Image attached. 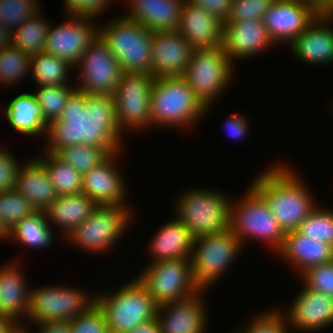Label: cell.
Wrapping results in <instances>:
<instances>
[{"label": "cell", "mask_w": 333, "mask_h": 333, "mask_svg": "<svg viewBox=\"0 0 333 333\" xmlns=\"http://www.w3.org/2000/svg\"><path fill=\"white\" fill-rule=\"evenodd\" d=\"M300 276L308 289L333 297V261L310 267Z\"/></svg>", "instance_id": "42"}, {"label": "cell", "mask_w": 333, "mask_h": 333, "mask_svg": "<svg viewBox=\"0 0 333 333\" xmlns=\"http://www.w3.org/2000/svg\"><path fill=\"white\" fill-rule=\"evenodd\" d=\"M31 71L36 85H68L69 69H73L66 61L51 54L40 52L31 55ZM70 67V68H69Z\"/></svg>", "instance_id": "33"}, {"label": "cell", "mask_w": 333, "mask_h": 333, "mask_svg": "<svg viewBox=\"0 0 333 333\" xmlns=\"http://www.w3.org/2000/svg\"><path fill=\"white\" fill-rule=\"evenodd\" d=\"M5 117L9 125L17 132L27 136L47 133L48 124L43 118L41 107L33 93H22L16 96L5 108Z\"/></svg>", "instance_id": "30"}, {"label": "cell", "mask_w": 333, "mask_h": 333, "mask_svg": "<svg viewBox=\"0 0 333 333\" xmlns=\"http://www.w3.org/2000/svg\"><path fill=\"white\" fill-rule=\"evenodd\" d=\"M188 3L194 4L217 17L221 22L225 23L231 15L234 0H186Z\"/></svg>", "instance_id": "47"}, {"label": "cell", "mask_w": 333, "mask_h": 333, "mask_svg": "<svg viewBox=\"0 0 333 333\" xmlns=\"http://www.w3.org/2000/svg\"><path fill=\"white\" fill-rule=\"evenodd\" d=\"M122 131L116 121L113 95L84 93L76 89L58 120L47 126L49 147L55 154L73 145L103 148L109 155L121 149Z\"/></svg>", "instance_id": "1"}, {"label": "cell", "mask_w": 333, "mask_h": 333, "mask_svg": "<svg viewBox=\"0 0 333 333\" xmlns=\"http://www.w3.org/2000/svg\"><path fill=\"white\" fill-rule=\"evenodd\" d=\"M14 190L37 211H45L58 196L45 166L37 158L20 167Z\"/></svg>", "instance_id": "27"}, {"label": "cell", "mask_w": 333, "mask_h": 333, "mask_svg": "<svg viewBox=\"0 0 333 333\" xmlns=\"http://www.w3.org/2000/svg\"><path fill=\"white\" fill-rule=\"evenodd\" d=\"M71 333H109L105 315L96 303L70 321Z\"/></svg>", "instance_id": "41"}, {"label": "cell", "mask_w": 333, "mask_h": 333, "mask_svg": "<svg viewBox=\"0 0 333 333\" xmlns=\"http://www.w3.org/2000/svg\"><path fill=\"white\" fill-rule=\"evenodd\" d=\"M262 20H239L223 23V48L231 62L249 58L273 46Z\"/></svg>", "instance_id": "22"}, {"label": "cell", "mask_w": 333, "mask_h": 333, "mask_svg": "<svg viewBox=\"0 0 333 333\" xmlns=\"http://www.w3.org/2000/svg\"><path fill=\"white\" fill-rule=\"evenodd\" d=\"M35 212L34 206L15 190L0 193V221L8 232L19 220Z\"/></svg>", "instance_id": "38"}, {"label": "cell", "mask_w": 333, "mask_h": 333, "mask_svg": "<svg viewBox=\"0 0 333 333\" xmlns=\"http://www.w3.org/2000/svg\"><path fill=\"white\" fill-rule=\"evenodd\" d=\"M80 289L39 287L30 290L29 318L34 324L51 321H71L95 303Z\"/></svg>", "instance_id": "13"}, {"label": "cell", "mask_w": 333, "mask_h": 333, "mask_svg": "<svg viewBox=\"0 0 333 333\" xmlns=\"http://www.w3.org/2000/svg\"><path fill=\"white\" fill-rule=\"evenodd\" d=\"M332 18L333 10H323L304 32L290 43L296 57L303 62L317 65L333 62V27L326 25Z\"/></svg>", "instance_id": "21"}, {"label": "cell", "mask_w": 333, "mask_h": 333, "mask_svg": "<svg viewBox=\"0 0 333 333\" xmlns=\"http://www.w3.org/2000/svg\"><path fill=\"white\" fill-rule=\"evenodd\" d=\"M274 0H234L227 22L239 20H263Z\"/></svg>", "instance_id": "44"}, {"label": "cell", "mask_w": 333, "mask_h": 333, "mask_svg": "<svg viewBox=\"0 0 333 333\" xmlns=\"http://www.w3.org/2000/svg\"><path fill=\"white\" fill-rule=\"evenodd\" d=\"M45 211L22 218L8 232V238L16 239L24 246L44 248L52 244L53 232L48 224Z\"/></svg>", "instance_id": "31"}, {"label": "cell", "mask_w": 333, "mask_h": 333, "mask_svg": "<svg viewBox=\"0 0 333 333\" xmlns=\"http://www.w3.org/2000/svg\"><path fill=\"white\" fill-rule=\"evenodd\" d=\"M69 16L70 21L65 20V23L53 28L50 25L44 52L75 67L87 47L99 35V28L95 24L92 26L91 17Z\"/></svg>", "instance_id": "16"}, {"label": "cell", "mask_w": 333, "mask_h": 333, "mask_svg": "<svg viewBox=\"0 0 333 333\" xmlns=\"http://www.w3.org/2000/svg\"><path fill=\"white\" fill-rule=\"evenodd\" d=\"M128 333H162L159 323L156 318L145 322L143 324L137 325Z\"/></svg>", "instance_id": "50"}, {"label": "cell", "mask_w": 333, "mask_h": 333, "mask_svg": "<svg viewBox=\"0 0 333 333\" xmlns=\"http://www.w3.org/2000/svg\"><path fill=\"white\" fill-rule=\"evenodd\" d=\"M12 33L8 30L6 25L0 22V50L11 44Z\"/></svg>", "instance_id": "51"}, {"label": "cell", "mask_w": 333, "mask_h": 333, "mask_svg": "<svg viewBox=\"0 0 333 333\" xmlns=\"http://www.w3.org/2000/svg\"><path fill=\"white\" fill-rule=\"evenodd\" d=\"M154 79L155 77L149 73H122L113 95L116 121L122 131L128 128L139 131L150 127V102Z\"/></svg>", "instance_id": "12"}, {"label": "cell", "mask_w": 333, "mask_h": 333, "mask_svg": "<svg viewBox=\"0 0 333 333\" xmlns=\"http://www.w3.org/2000/svg\"><path fill=\"white\" fill-rule=\"evenodd\" d=\"M19 328L13 322L0 317V333H14Z\"/></svg>", "instance_id": "52"}, {"label": "cell", "mask_w": 333, "mask_h": 333, "mask_svg": "<svg viewBox=\"0 0 333 333\" xmlns=\"http://www.w3.org/2000/svg\"><path fill=\"white\" fill-rule=\"evenodd\" d=\"M151 126L188 127L206 112V106L182 76L155 77L151 90Z\"/></svg>", "instance_id": "3"}, {"label": "cell", "mask_w": 333, "mask_h": 333, "mask_svg": "<svg viewBox=\"0 0 333 333\" xmlns=\"http://www.w3.org/2000/svg\"><path fill=\"white\" fill-rule=\"evenodd\" d=\"M315 1L323 10H333V0H313Z\"/></svg>", "instance_id": "53"}, {"label": "cell", "mask_w": 333, "mask_h": 333, "mask_svg": "<svg viewBox=\"0 0 333 333\" xmlns=\"http://www.w3.org/2000/svg\"><path fill=\"white\" fill-rule=\"evenodd\" d=\"M116 157V153L109 155L97 167L82 175V193L97 205L126 207V184L118 169L115 168L117 167L114 164Z\"/></svg>", "instance_id": "18"}, {"label": "cell", "mask_w": 333, "mask_h": 333, "mask_svg": "<svg viewBox=\"0 0 333 333\" xmlns=\"http://www.w3.org/2000/svg\"><path fill=\"white\" fill-rule=\"evenodd\" d=\"M225 127L226 130L228 129L230 136L234 138L236 137L237 139L246 136L249 128L247 119L245 118V116L242 117L241 114H236L227 118Z\"/></svg>", "instance_id": "48"}, {"label": "cell", "mask_w": 333, "mask_h": 333, "mask_svg": "<svg viewBox=\"0 0 333 333\" xmlns=\"http://www.w3.org/2000/svg\"><path fill=\"white\" fill-rule=\"evenodd\" d=\"M148 266L136 278L158 306L182 301L201 291L194 280L190 259L163 260Z\"/></svg>", "instance_id": "10"}, {"label": "cell", "mask_w": 333, "mask_h": 333, "mask_svg": "<svg viewBox=\"0 0 333 333\" xmlns=\"http://www.w3.org/2000/svg\"><path fill=\"white\" fill-rule=\"evenodd\" d=\"M194 237L190 230L176 218L162 226L151 240V263L163 260L190 259Z\"/></svg>", "instance_id": "28"}, {"label": "cell", "mask_w": 333, "mask_h": 333, "mask_svg": "<svg viewBox=\"0 0 333 333\" xmlns=\"http://www.w3.org/2000/svg\"><path fill=\"white\" fill-rule=\"evenodd\" d=\"M126 1H128L131 9L124 16L138 21L153 32L176 30L179 25L181 9L185 2V0Z\"/></svg>", "instance_id": "26"}, {"label": "cell", "mask_w": 333, "mask_h": 333, "mask_svg": "<svg viewBox=\"0 0 333 333\" xmlns=\"http://www.w3.org/2000/svg\"><path fill=\"white\" fill-rule=\"evenodd\" d=\"M233 64L223 45L215 48L194 49L185 74L188 86L206 106L225 91L233 79ZM225 89V90H224Z\"/></svg>", "instance_id": "8"}, {"label": "cell", "mask_w": 333, "mask_h": 333, "mask_svg": "<svg viewBox=\"0 0 333 333\" xmlns=\"http://www.w3.org/2000/svg\"><path fill=\"white\" fill-rule=\"evenodd\" d=\"M303 290L294 299L285 314L288 325L299 331H319L333 323V297L321 292Z\"/></svg>", "instance_id": "20"}, {"label": "cell", "mask_w": 333, "mask_h": 333, "mask_svg": "<svg viewBox=\"0 0 333 333\" xmlns=\"http://www.w3.org/2000/svg\"><path fill=\"white\" fill-rule=\"evenodd\" d=\"M128 206H100L67 238L70 242L93 252L106 251L116 243L131 221Z\"/></svg>", "instance_id": "11"}, {"label": "cell", "mask_w": 333, "mask_h": 333, "mask_svg": "<svg viewBox=\"0 0 333 333\" xmlns=\"http://www.w3.org/2000/svg\"><path fill=\"white\" fill-rule=\"evenodd\" d=\"M152 33L138 21L118 17L99 28L123 72L151 74Z\"/></svg>", "instance_id": "4"}, {"label": "cell", "mask_w": 333, "mask_h": 333, "mask_svg": "<svg viewBox=\"0 0 333 333\" xmlns=\"http://www.w3.org/2000/svg\"><path fill=\"white\" fill-rule=\"evenodd\" d=\"M230 229L242 246L248 238L263 239L279 251L285 232L271 213L263 196L252 186L239 202L230 203ZM246 239V240H245Z\"/></svg>", "instance_id": "7"}, {"label": "cell", "mask_w": 333, "mask_h": 333, "mask_svg": "<svg viewBox=\"0 0 333 333\" xmlns=\"http://www.w3.org/2000/svg\"><path fill=\"white\" fill-rule=\"evenodd\" d=\"M278 253L288 263L291 262L299 274L310 267L333 261V246L312 240L297 230L285 234L283 246Z\"/></svg>", "instance_id": "24"}, {"label": "cell", "mask_w": 333, "mask_h": 333, "mask_svg": "<svg viewBox=\"0 0 333 333\" xmlns=\"http://www.w3.org/2000/svg\"><path fill=\"white\" fill-rule=\"evenodd\" d=\"M14 333H27L22 327H19Z\"/></svg>", "instance_id": "55"}, {"label": "cell", "mask_w": 333, "mask_h": 333, "mask_svg": "<svg viewBox=\"0 0 333 333\" xmlns=\"http://www.w3.org/2000/svg\"><path fill=\"white\" fill-rule=\"evenodd\" d=\"M9 239L8 238V231L6 230V228L2 225L1 221H0V239Z\"/></svg>", "instance_id": "54"}, {"label": "cell", "mask_w": 333, "mask_h": 333, "mask_svg": "<svg viewBox=\"0 0 333 333\" xmlns=\"http://www.w3.org/2000/svg\"><path fill=\"white\" fill-rule=\"evenodd\" d=\"M151 74L154 77L183 76L194 48L176 30L152 33Z\"/></svg>", "instance_id": "17"}, {"label": "cell", "mask_w": 333, "mask_h": 333, "mask_svg": "<svg viewBox=\"0 0 333 333\" xmlns=\"http://www.w3.org/2000/svg\"><path fill=\"white\" fill-rule=\"evenodd\" d=\"M37 0H0V22L12 33L26 20L41 12Z\"/></svg>", "instance_id": "40"}, {"label": "cell", "mask_w": 333, "mask_h": 333, "mask_svg": "<svg viewBox=\"0 0 333 333\" xmlns=\"http://www.w3.org/2000/svg\"><path fill=\"white\" fill-rule=\"evenodd\" d=\"M194 49L215 48L223 44V22L203 8L188 3L181 9L176 29Z\"/></svg>", "instance_id": "23"}, {"label": "cell", "mask_w": 333, "mask_h": 333, "mask_svg": "<svg viewBox=\"0 0 333 333\" xmlns=\"http://www.w3.org/2000/svg\"><path fill=\"white\" fill-rule=\"evenodd\" d=\"M38 325L39 332L37 333H71L70 321H51L44 322ZM22 328L29 333V331L22 326Z\"/></svg>", "instance_id": "49"}, {"label": "cell", "mask_w": 333, "mask_h": 333, "mask_svg": "<svg viewBox=\"0 0 333 333\" xmlns=\"http://www.w3.org/2000/svg\"><path fill=\"white\" fill-rule=\"evenodd\" d=\"M117 290L94 297L105 315L109 333H128L156 317L158 305L137 278Z\"/></svg>", "instance_id": "5"}, {"label": "cell", "mask_w": 333, "mask_h": 333, "mask_svg": "<svg viewBox=\"0 0 333 333\" xmlns=\"http://www.w3.org/2000/svg\"><path fill=\"white\" fill-rule=\"evenodd\" d=\"M322 11L313 0H274L262 22L274 45L291 43Z\"/></svg>", "instance_id": "15"}, {"label": "cell", "mask_w": 333, "mask_h": 333, "mask_svg": "<svg viewBox=\"0 0 333 333\" xmlns=\"http://www.w3.org/2000/svg\"><path fill=\"white\" fill-rule=\"evenodd\" d=\"M98 205L86 194L58 195L45 210L47 221L60 227L68 236L80 226Z\"/></svg>", "instance_id": "29"}, {"label": "cell", "mask_w": 333, "mask_h": 333, "mask_svg": "<svg viewBox=\"0 0 333 333\" xmlns=\"http://www.w3.org/2000/svg\"><path fill=\"white\" fill-rule=\"evenodd\" d=\"M297 231L308 238L333 246V211L316 207L299 225Z\"/></svg>", "instance_id": "39"}, {"label": "cell", "mask_w": 333, "mask_h": 333, "mask_svg": "<svg viewBox=\"0 0 333 333\" xmlns=\"http://www.w3.org/2000/svg\"><path fill=\"white\" fill-rule=\"evenodd\" d=\"M201 290L184 299L158 306L156 320L162 333H204L206 327L205 301ZM165 311V312H164ZM165 313V314H164Z\"/></svg>", "instance_id": "19"}, {"label": "cell", "mask_w": 333, "mask_h": 333, "mask_svg": "<svg viewBox=\"0 0 333 333\" xmlns=\"http://www.w3.org/2000/svg\"><path fill=\"white\" fill-rule=\"evenodd\" d=\"M37 159L45 166L58 195L82 193V175L69 164L51 152H47L43 160L38 157Z\"/></svg>", "instance_id": "34"}, {"label": "cell", "mask_w": 333, "mask_h": 333, "mask_svg": "<svg viewBox=\"0 0 333 333\" xmlns=\"http://www.w3.org/2000/svg\"><path fill=\"white\" fill-rule=\"evenodd\" d=\"M82 83L76 86L84 93L114 95L122 76V69L107 43L98 35L80 57Z\"/></svg>", "instance_id": "14"}, {"label": "cell", "mask_w": 333, "mask_h": 333, "mask_svg": "<svg viewBox=\"0 0 333 333\" xmlns=\"http://www.w3.org/2000/svg\"><path fill=\"white\" fill-rule=\"evenodd\" d=\"M276 311L277 309L259 314L247 328H244L246 330L241 329L237 333H288L285 315Z\"/></svg>", "instance_id": "43"}, {"label": "cell", "mask_w": 333, "mask_h": 333, "mask_svg": "<svg viewBox=\"0 0 333 333\" xmlns=\"http://www.w3.org/2000/svg\"><path fill=\"white\" fill-rule=\"evenodd\" d=\"M55 155L81 175L97 167L109 156L103 148L82 144L59 149Z\"/></svg>", "instance_id": "36"}, {"label": "cell", "mask_w": 333, "mask_h": 333, "mask_svg": "<svg viewBox=\"0 0 333 333\" xmlns=\"http://www.w3.org/2000/svg\"><path fill=\"white\" fill-rule=\"evenodd\" d=\"M241 242L231 229L194 239L190 261L192 274L201 290L214 285L239 255ZM211 284V285H210ZM207 287V288H206Z\"/></svg>", "instance_id": "9"}, {"label": "cell", "mask_w": 333, "mask_h": 333, "mask_svg": "<svg viewBox=\"0 0 333 333\" xmlns=\"http://www.w3.org/2000/svg\"><path fill=\"white\" fill-rule=\"evenodd\" d=\"M178 199L177 219L190 230L194 239L230 228L231 200L221 192L193 188Z\"/></svg>", "instance_id": "6"}, {"label": "cell", "mask_w": 333, "mask_h": 333, "mask_svg": "<svg viewBox=\"0 0 333 333\" xmlns=\"http://www.w3.org/2000/svg\"><path fill=\"white\" fill-rule=\"evenodd\" d=\"M42 17L39 12L13 31L11 44L29 55L44 52L50 25Z\"/></svg>", "instance_id": "32"}, {"label": "cell", "mask_w": 333, "mask_h": 333, "mask_svg": "<svg viewBox=\"0 0 333 333\" xmlns=\"http://www.w3.org/2000/svg\"><path fill=\"white\" fill-rule=\"evenodd\" d=\"M110 2L111 0H64L69 13L67 15L91 18L101 15Z\"/></svg>", "instance_id": "46"}, {"label": "cell", "mask_w": 333, "mask_h": 333, "mask_svg": "<svg viewBox=\"0 0 333 333\" xmlns=\"http://www.w3.org/2000/svg\"><path fill=\"white\" fill-rule=\"evenodd\" d=\"M31 55L10 44L0 50V84H12L31 69Z\"/></svg>", "instance_id": "37"}, {"label": "cell", "mask_w": 333, "mask_h": 333, "mask_svg": "<svg viewBox=\"0 0 333 333\" xmlns=\"http://www.w3.org/2000/svg\"><path fill=\"white\" fill-rule=\"evenodd\" d=\"M20 167L8 148L0 147V193L14 190Z\"/></svg>", "instance_id": "45"}, {"label": "cell", "mask_w": 333, "mask_h": 333, "mask_svg": "<svg viewBox=\"0 0 333 333\" xmlns=\"http://www.w3.org/2000/svg\"><path fill=\"white\" fill-rule=\"evenodd\" d=\"M34 96L39 103L45 122L49 124L54 120H58L63 112L70 95L77 89L68 85H39Z\"/></svg>", "instance_id": "35"}, {"label": "cell", "mask_w": 333, "mask_h": 333, "mask_svg": "<svg viewBox=\"0 0 333 333\" xmlns=\"http://www.w3.org/2000/svg\"><path fill=\"white\" fill-rule=\"evenodd\" d=\"M299 178L293 169L277 163L251 182L285 233L297 230L317 207L314 197Z\"/></svg>", "instance_id": "2"}, {"label": "cell", "mask_w": 333, "mask_h": 333, "mask_svg": "<svg viewBox=\"0 0 333 333\" xmlns=\"http://www.w3.org/2000/svg\"><path fill=\"white\" fill-rule=\"evenodd\" d=\"M18 265L13 261L0 268V317L22 327L17 320L20 316L28 317L31 289L27 288Z\"/></svg>", "instance_id": "25"}]
</instances>
